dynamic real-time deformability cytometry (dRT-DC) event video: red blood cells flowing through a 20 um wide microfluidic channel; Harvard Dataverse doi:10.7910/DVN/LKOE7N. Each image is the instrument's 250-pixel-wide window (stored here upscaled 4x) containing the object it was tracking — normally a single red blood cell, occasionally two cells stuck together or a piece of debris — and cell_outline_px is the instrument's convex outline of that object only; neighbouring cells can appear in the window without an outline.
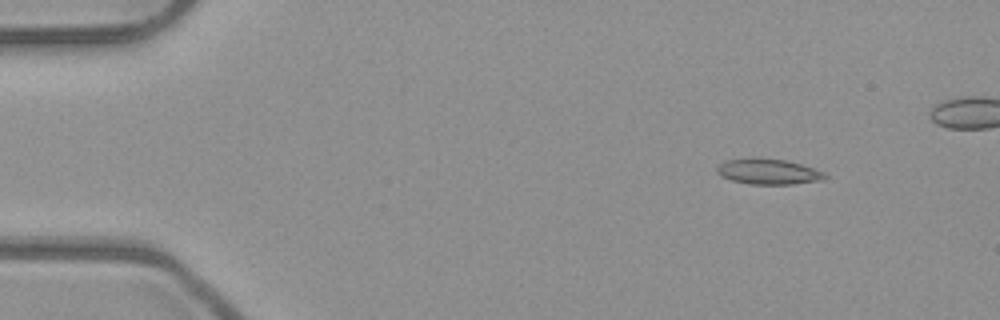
{"species": "common noctule bat (a hibernating species)", "species_latin": "Nyctalus noctula", "temperature_condition": "room temperature", "stored_images_in_passage": 8, "segment_of_instrument_passage": [1, 2], "camera_frame_rate_fps": 3000, "um_per_image_px": 0.085, "animal": {"sex": "male", "body_mass_g": 23.1, "forearm_length_mm": 52.7}, "frame": {"image": 1, "passage_image": 2, "time_ms": 0.333, "image_size_px": [1000, 320], "cell_outline_px": [[828, 176], [824, 180], [792, 184], [748, 184], [732, 180], [720, 176], [716, 172], [716, 168], [724, 160], [784, 160], [800, 164], [824, 172]], "centroid_in_image_um": [65.33, 14.63], "position_along_channel_um": 19.7, "area_um2": 15.49}}
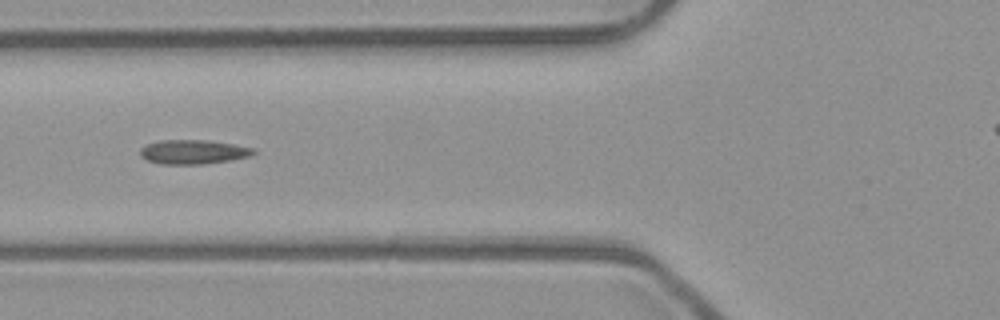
{"frame": {"image": 2, "passage_image": 6, "time_ms": 1.667, "image_size_px": [1000, 320], "cell_outline_px": [[256, 152], [252, 156], [232, 160], [204, 164], [160, 164], [148, 160], [140, 156], [140, 148], [148, 144], [160, 140], [204, 140], [232, 144], [256, 148]], "centroid_in_image_um": [16.46, 12.92], "position_along_channel_um": 109.3, "area_um2": 16.07}}
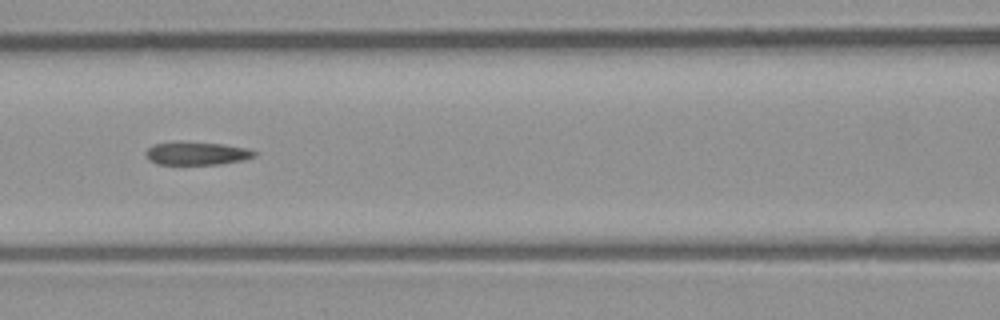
{"frame": {"image": 3, "passage_image": 7, "time_ms": 2.0, "image_size_px": [1000, 320], "cell_outline_px": [[256, 156], [244, 160], [220, 164], [156, 164], [148, 160], [144, 156], [144, 152], [152, 144], [180, 140], [220, 144], [244, 148], [256, 152]], "centroid_in_image_um": [16.62, 13.02], "position_along_channel_um": 150.0, "area_um2": 14.91}}